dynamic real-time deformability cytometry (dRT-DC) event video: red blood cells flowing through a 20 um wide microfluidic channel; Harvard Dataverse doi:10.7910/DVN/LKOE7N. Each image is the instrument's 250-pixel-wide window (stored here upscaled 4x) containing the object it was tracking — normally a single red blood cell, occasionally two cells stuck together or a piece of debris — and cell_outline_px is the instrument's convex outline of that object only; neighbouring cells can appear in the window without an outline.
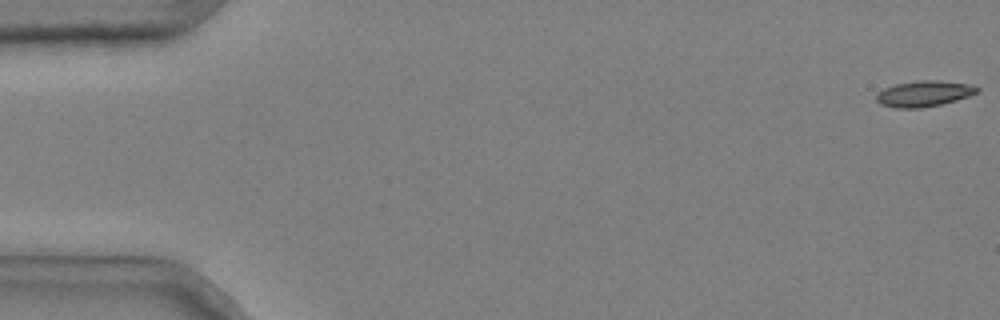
{"species": "common noctule bat (a hibernating species)", "species_latin": "Nyctalus noctula", "temperature_condition": "cold", "stored_images_in_passage": 50, "camera_frame_rate_fps": 3000, "um_per_image_px": 0.085, "animal": {"sex": "male", "body_mass_g": 20.4}, "frame": {"image": 1, "passage_image": 1, "time_ms": 0.0, "image_size_px": [1000, 320], "cell_outline_px": [[980, 92], [956, 100], [940, 104], [920, 108], [896, 108], [880, 104], [876, 100], [876, 96], [884, 88], [896, 84], [920, 80], [936, 80], [968, 84], [980, 88]], "centroid_in_image_um": [78.54, 7.96], "position_along_channel_um": 6.5, "area_um2": 15.03}}
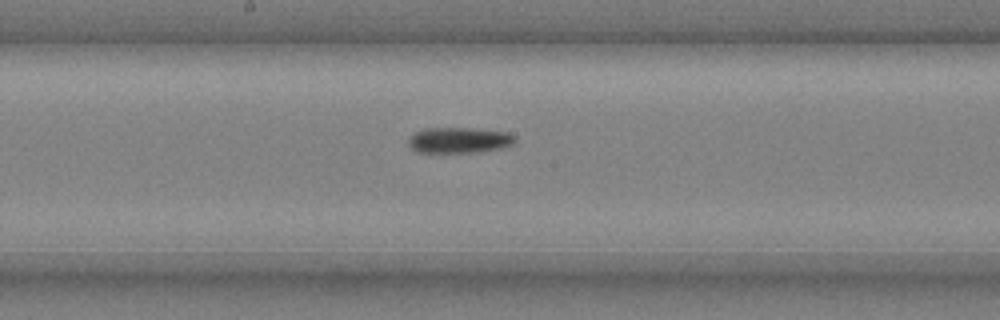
{"frame": {"image": 2, "passage_image": 29, "time_ms": 9.333, "image_size_px": [1000, 320], "cell_outline_px": [[516, 140], [512, 144], [500, 148], [476, 152], [416, 152], [408, 144], [408, 140], [416, 132], [424, 128], [472, 128], [508, 132], [516, 136]], "centroid_in_image_um": [39.04, 11.9], "position_along_channel_um": 209.2, "area_um2": 15.9}}
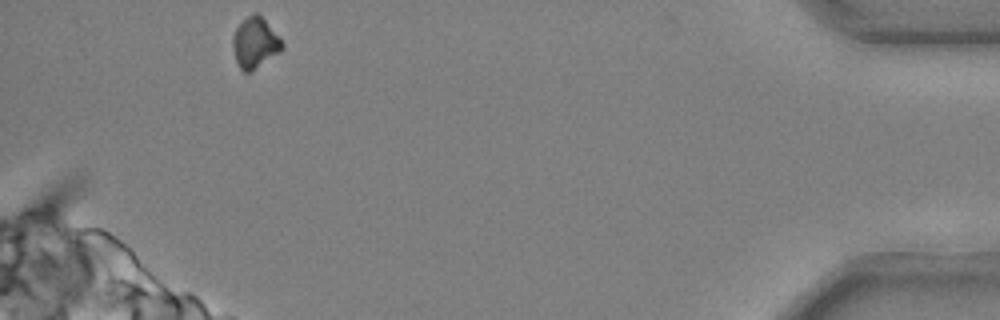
{"frame": {"image": 3, "passage_image": 50, "time_ms": 16.333, "image_size_px": [1000, 320], "cell_outline_px": [[284, 48], [280, 52], [252, 72], [244, 72], [240, 68], [236, 60], [232, 48], [232, 40], [236, 28], [252, 12], [256, 12], [264, 20], [284, 44]], "centroid_in_image_um": [21.67, 3.67], "position_along_channel_um": 413.5, "area_um2": 14.39}}